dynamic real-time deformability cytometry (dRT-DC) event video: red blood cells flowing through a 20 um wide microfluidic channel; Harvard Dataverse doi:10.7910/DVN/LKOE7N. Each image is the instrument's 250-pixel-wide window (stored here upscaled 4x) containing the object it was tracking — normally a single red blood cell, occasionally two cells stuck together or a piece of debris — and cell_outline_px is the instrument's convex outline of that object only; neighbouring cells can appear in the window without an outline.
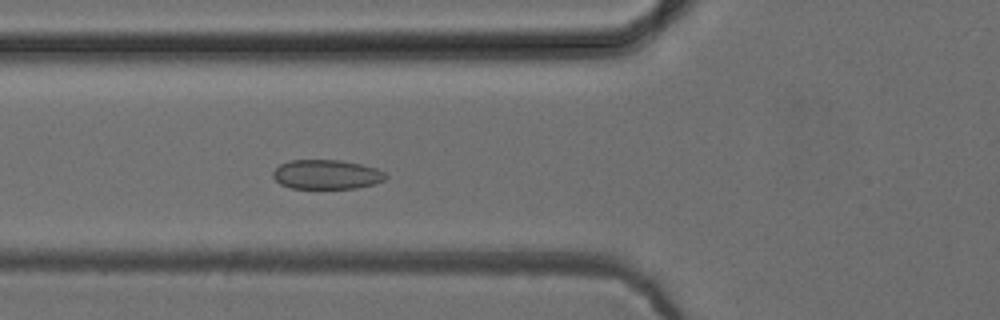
{"species": "common noctule bat (a hibernating species)", "species_latin": "Nyctalus noctula", "temperature_condition": "cold", "stored_images_in_passage": 46, "camera_frame_rate_fps": 3000, "um_per_image_px": 0.085, "animal": {"sex": "female", "body_mass_g": 24.6, "forearm_length_mm": 56.2}, "frame": {"image": 1, "passage_image": 16, "time_ms": 5.0, "image_size_px": [1000, 320], "cell_outline_px": [[388, 176], [384, 180], [372, 184], [356, 188], [292, 188], [280, 184], [272, 176], [272, 172], [280, 164], [288, 160], [340, 160], [360, 164], [376, 168], [384, 172]], "centroid_in_image_um": [27.73, 14.82], "position_along_channel_um": 98.1, "area_um2": 19.25}}
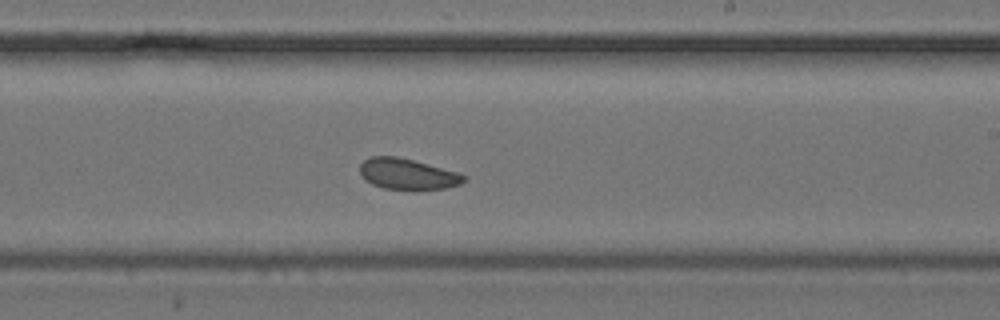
{"frame": {"image": 2, "passage_image": 28, "time_ms": 9.0, "image_size_px": [1000, 320], "cell_outline_px": [[468, 180], [460, 184], [448, 188], [416, 192], [412, 192], [384, 188], [372, 184], [364, 180], [360, 172], [360, 164], [364, 160], [372, 156], [396, 156], [460, 172], [468, 176]], "centroid_in_image_um": [34.7, 14.84], "position_along_channel_um": 254.3, "area_um2": 19.54}}
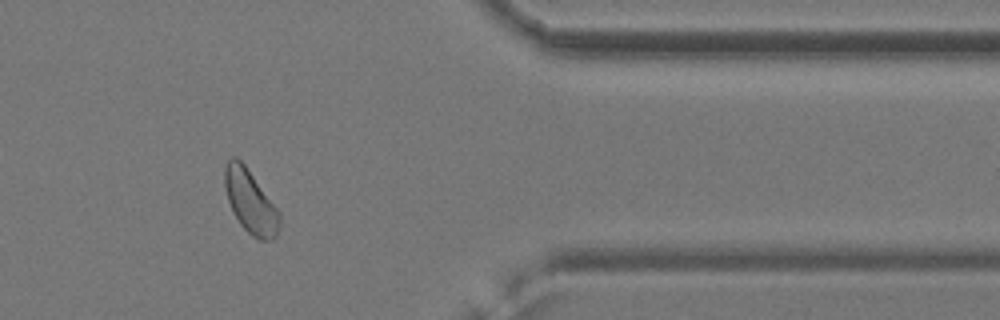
{"frame": {"image": 3, "passage_image": 40, "time_ms": 13.0, "image_size_px": [1000, 320], "cell_outline_px": [[280, 224], [276, 236], [272, 240], [260, 240], [252, 236], [240, 224], [232, 212], [228, 200], [224, 184], [224, 168], [228, 160], [232, 156], [236, 156], [244, 164], [280, 212]], "centroid_in_image_um": [21.27, 17.14], "position_along_channel_um": 390.1, "area_um2": 20.17}, "authors_computed_cell_mechanics": {"area_um2": 19.4786, "velocity_mm_per_s": 3.9092, "shape_relaxation_time_tau1_ms": null, "shape_relaxation_time_tau2_ms": 3.247, "deformation_change_tau1": null, "deformation_change_tau2": 0.072}}